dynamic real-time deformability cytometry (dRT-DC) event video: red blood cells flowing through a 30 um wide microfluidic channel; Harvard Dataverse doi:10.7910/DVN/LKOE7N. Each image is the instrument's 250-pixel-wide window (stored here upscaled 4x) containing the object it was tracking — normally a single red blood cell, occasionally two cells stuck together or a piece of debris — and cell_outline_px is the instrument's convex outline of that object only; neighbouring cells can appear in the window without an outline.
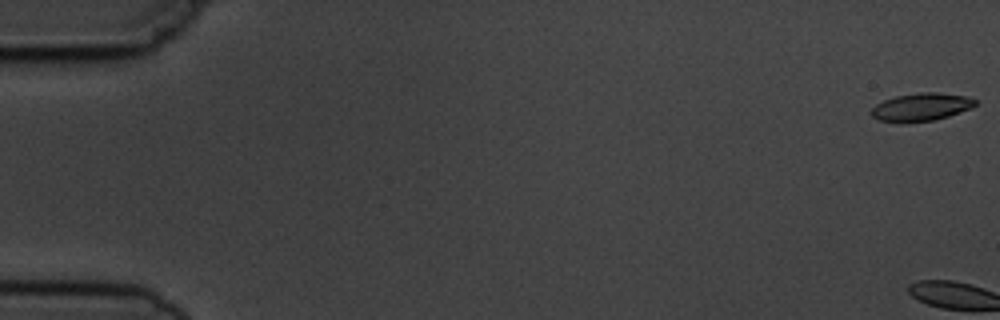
{"species": "common noctule bat (a hibernating species)", "species_latin": "Nyctalus noctula", "temperature_condition": "cold", "stored_images_in_passage": 12, "camera_frame_rate_fps": 3000, "um_per_image_px": 0.085, "animal": {"sex": "male", "body_mass_g": 19.5, "forearm_length_mm": 54.6}, "frame": {"image": 1, "passage_image": 1, "time_ms": 0.0, "image_size_px": [1000, 320], "cell_outline_px": [[976, 104], [972, 108], [936, 120], [904, 124], [900, 124], [880, 120], [872, 116], [868, 112], [876, 104], [884, 100], [896, 96], [920, 92], [936, 92], [964, 96], [976, 100]], "centroid_in_image_um": [78.25, 9.12], "position_along_channel_um": 6.7, "area_um2": 17.17}}
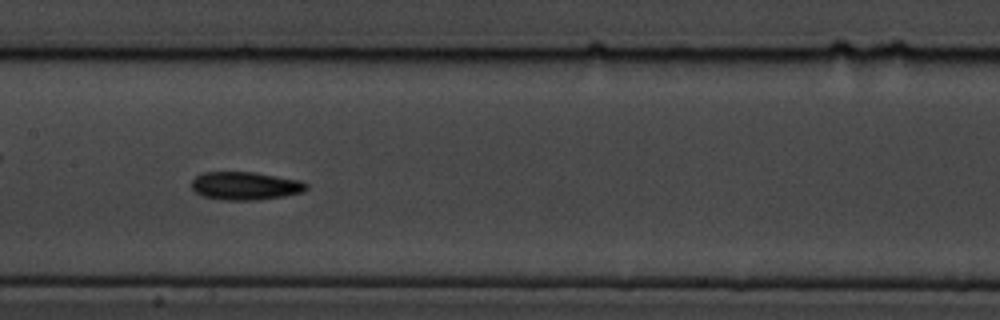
{"frame": {"image": 2, "passage_image": 9, "time_ms": 9.667, "image_size_px": [1000, 320], "cell_outline_px": [[308, 188], [304, 192], [284, 196], [260, 200], [220, 200], [200, 196], [192, 188], [192, 180], [196, 176], [204, 172], [252, 172], [300, 180], [308, 184]], "centroid_in_image_um": [20.85, 15.81], "position_along_channel_um": 186.6, "area_um2": 18.96}}
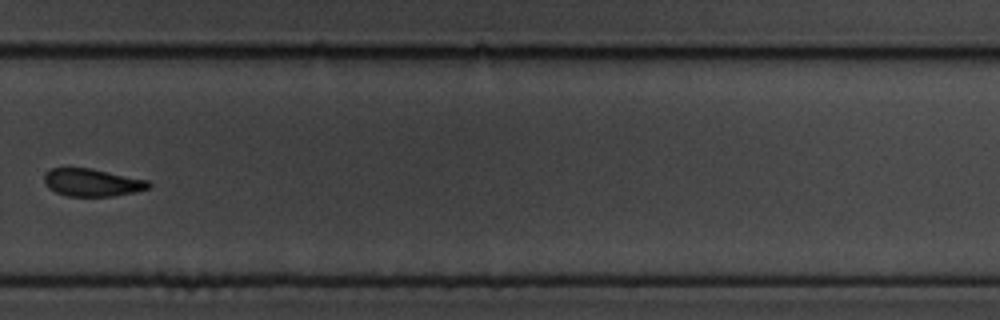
{"frame": {"image": 3, "passage_image": 12, "time_ms": 13.333, "image_size_px": [1000, 320], "cell_outline_px": [[152, 184], [148, 188], [136, 192], [112, 196], [68, 196], [56, 192], [48, 188], [44, 184], [44, 176], [52, 168], [92, 168], [148, 180]], "centroid_in_image_um": [7.84, 15.51], "position_along_channel_um": 322.0, "area_um2": 16.82}}